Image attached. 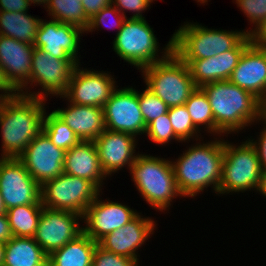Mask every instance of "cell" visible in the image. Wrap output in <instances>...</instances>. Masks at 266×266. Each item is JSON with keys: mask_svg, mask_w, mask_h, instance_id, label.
I'll return each instance as SVG.
<instances>
[{"mask_svg": "<svg viewBox=\"0 0 266 266\" xmlns=\"http://www.w3.org/2000/svg\"><path fill=\"white\" fill-rule=\"evenodd\" d=\"M200 88L208 97L216 124V136L239 134L243 129L258 124L265 116L263 103L229 80L207 83Z\"/></svg>", "mask_w": 266, "mask_h": 266, "instance_id": "obj_2", "label": "cell"}, {"mask_svg": "<svg viewBox=\"0 0 266 266\" xmlns=\"http://www.w3.org/2000/svg\"><path fill=\"white\" fill-rule=\"evenodd\" d=\"M99 193L103 195L91 181L62 173L41 185V204L46 208L83 216Z\"/></svg>", "mask_w": 266, "mask_h": 266, "instance_id": "obj_10", "label": "cell"}, {"mask_svg": "<svg viewBox=\"0 0 266 266\" xmlns=\"http://www.w3.org/2000/svg\"><path fill=\"white\" fill-rule=\"evenodd\" d=\"M105 129L131 134L139 139L146 124L138 103V90L132 86L117 87L103 106Z\"/></svg>", "mask_w": 266, "mask_h": 266, "instance_id": "obj_12", "label": "cell"}, {"mask_svg": "<svg viewBox=\"0 0 266 266\" xmlns=\"http://www.w3.org/2000/svg\"><path fill=\"white\" fill-rule=\"evenodd\" d=\"M0 193L7 210L41 203V185L18 158H0Z\"/></svg>", "mask_w": 266, "mask_h": 266, "instance_id": "obj_14", "label": "cell"}, {"mask_svg": "<svg viewBox=\"0 0 266 266\" xmlns=\"http://www.w3.org/2000/svg\"><path fill=\"white\" fill-rule=\"evenodd\" d=\"M135 266H140V261H138V262L135 264Z\"/></svg>", "mask_w": 266, "mask_h": 266, "instance_id": "obj_51", "label": "cell"}, {"mask_svg": "<svg viewBox=\"0 0 266 266\" xmlns=\"http://www.w3.org/2000/svg\"><path fill=\"white\" fill-rule=\"evenodd\" d=\"M247 138L248 136L240 143L238 141V144L224 139L222 176L218 196L246 191L257 192L263 170L257 151Z\"/></svg>", "mask_w": 266, "mask_h": 266, "instance_id": "obj_8", "label": "cell"}, {"mask_svg": "<svg viewBox=\"0 0 266 266\" xmlns=\"http://www.w3.org/2000/svg\"><path fill=\"white\" fill-rule=\"evenodd\" d=\"M28 1H29V3L31 5L34 4L32 6H35V4L38 5V6L42 5L44 7V9H45V7L47 6V4L49 2V0H28Z\"/></svg>", "mask_w": 266, "mask_h": 266, "instance_id": "obj_46", "label": "cell"}, {"mask_svg": "<svg viewBox=\"0 0 266 266\" xmlns=\"http://www.w3.org/2000/svg\"><path fill=\"white\" fill-rule=\"evenodd\" d=\"M41 18L25 12L0 11V35L34 45Z\"/></svg>", "mask_w": 266, "mask_h": 266, "instance_id": "obj_27", "label": "cell"}, {"mask_svg": "<svg viewBox=\"0 0 266 266\" xmlns=\"http://www.w3.org/2000/svg\"><path fill=\"white\" fill-rule=\"evenodd\" d=\"M252 43L251 35H246L233 49L217 56L199 60H182L188 65L191 78L197 87L207 83L228 80L238 65L244 50Z\"/></svg>", "mask_w": 266, "mask_h": 266, "instance_id": "obj_20", "label": "cell"}, {"mask_svg": "<svg viewBox=\"0 0 266 266\" xmlns=\"http://www.w3.org/2000/svg\"><path fill=\"white\" fill-rule=\"evenodd\" d=\"M263 108H264V112H265V115H266V102L263 104Z\"/></svg>", "mask_w": 266, "mask_h": 266, "instance_id": "obj_50", "label": "cell"}, {"mask_svg": "<svg viewBox=\"0 0 266 266\" xmlns=\"http://www.w3.org/2000/svg\"><path fill=\"white\" fill-rule=\"evenodd\" d=\"M19 92L9 83L5 72L0 65V99L14 97Z\"/></svg>", "mask_w": 266, "mask_h": 266, "instance_id": "obj_42", "label": "cell"}, {"mask_svg": "<svg viewBox=\"0 0 266 266\" xmlns=\"http://www.w3.org/2000/svg\"><path fill=\"white\" fill-rule=\"evenodd\" d=\"M154 32L146 18L126 19L112 41V49L117 57L140 71L173 51V36L161 50Z\"/></svg>", "mask_w": 266, "mask_h": 266, "instance_id": "obj_5", "label": "cell"}, {"mask_svg": "<svg viewBox=\"0 0 266 266\" xmlns=\"http://www.w3.org/2000/svg\"><path fill=\"white\" fill-rule=\"evenodd\" d=\"M45 10L50 19L77 26L84 31L88 28L90 19L84 12L82 1L49 0Z\"/></svg>", "mask_w": 266, "mask_h": 266, "instance_id": "obj_30", "label": "cell"}, {"mask_svg": "<svg viewBox=\"0 0 266 266\" xmlns=\"http://www.w3.org/2000/svg\"><path fill=\"white\" fill-rule=\"evenodd\" d=\"M13 237L8 217L6 214L0 215V242L7 243Z\"/></svg>", "mask_w": 266, "mask_h": 266, "instance_id": "obj_43", "label": "cell"}, {"mask_svg": "<svg viewBox=\"0 0 266 266\" xmlns=\"http://www.w3.org/2000/svg\"><path fill=\"white\" fill-rule=\"evenodd\" d=\"M83 34L85 31L77 26L54 19H41L33 46L55 58L74 59L80 64L79 44Z\"/></svg>", "mask_w": 266, "mask_h": 266, "instance_id": "obj_16", "label": "cell"}, {"mask_svg": "<svg viewBox=\"0 0 266 266\" xmlns=\"http://www.w3.org/2000/svg\"><path fill=\"white\" fill-rule=\"evenodd\" d=\"M136 263L131 258L108 252L99 245L96 246L93 253L92 266H135Z\"/></svg>", "mask_w": 266, "mask_h": 266, "instance_id": "obj_38", "label": "cell"}, {"mask_svg": "<svg viewBox=\"0 0 266 266\" xmlns=\"http://www.w3.org/2000/svg\"><path fill=\"white\" fill-rule=\"evenodd\" d=\"M145 86L169 108L184 105L197 88L188 65L173 51L163 60L141 69Z\"/></svg>", "mask_w": 266, "mask_h": 266, "instance_id": "obj_7", "label": "cell"}, {"mask_svg": "<svg viewBox=\"0 0 266 266\" xmlns=\"http://www.w3.org/2000/svg\"><path fill=\"white\" fill-rule=\"evenodd\" d=\"M111 4L126 17V19H143V13L151 8L152 3L149 0H111ZM129 11V12H128ZM126 12L130 13V17L126 16Z\"/></svg>", "mask_w": 266, "mask_h": 266, "instance_id": "obj_37", "label": "cell"}, {"mask_svg": "<svg viewBox=\"0 0 266 266\" xmlns=\"http://www.w3.org/2000/svg\"><path fill=\"white\" fill-rule=\"evenodd\" d=\"M246 35L244 30H220L186 21L172 34L173 52L181 60L210 58L233 49Z\"/></svg>", "mask_w": 266, "mask_h": 266, "instance_id": "obj_6", "label": "cell"}, {"mask_svg": "<svg viewBox=\"0 0 266 266\" xmlns=\"http://www.w3.org/2000/svg\"><path fill=\"white\" fill-rule=\"evenodd\" d=\"M113 22H112V21ZM126 17L122 15L115 6L110 4L107 7H104L100 12L95 14L92 18H90L88 28L85 30V33L88 32L92 34L96 30H102L103 28L108 29H116L115 35H117L118 31L121 29ZM111 21V22H110ZM110 22V23H109ZM100 28V29H99Z\"/></svg>", "mask_w": 266, "mask_h": 266, "instance_id": "obj_34", "label": "cell"}, {"mask_svg": "<svg viewBox=\"0 0 266 266\" xmlns=\"http://www.w3.org/2000/svg\"><path fill=\"white\" fill-rule=\"evenodd\" d=\"M43 205H20L7 210L9 225L13 236L30 237L35 235L37 225L41 216Z\"/></svg>", "mask_w": 266, "mask_h": 266, "instance_id": "obj_28", "label": "cell"}, {"mask_svg": "<svg viewBox=\"0 0 266 266\" xmlns=\"http://www.w3.org/2000/svg\"><path fill=\"white\" fill-rule=\"evenodd\" d=\"M81 63L74 69L67 90L63 96L77 105L101 107L110 99L112 92L119 87L111 72L94 70Z\"/></svg>", "mask_w": 266, "mask_h": 266, "instance_id": "obj_11", "label": "cell"}, {"mask_svg": "<svg viewBox=\"0 0 266 266\" xmlns=\"http://www.w3.org/2000/svg\"><path fill=\"white\" fill-rule=\"evenodd\" d=\"M145 135L151 142L160 146L171 144V142H174L173 140L177 141V144L182 143L174 133L168 112L150 122L147 125Z\"/></svg>", "mask_w": 266, "mask_h": 266, "instance_id": "obj_33", "label": "cell"}, {"mask_svg": "<svg viewBox=\"0 0 266 266\" xmlns=\"http://www.w3.org/2000/svg\"><path fill=\"white\" fill-rule=\"evenodd\" d=\"M82 216L43 207L33 239L49 256L83 233Z\"/></svg>", "mask_w": 266, "mask_h": 266, "instance_id": "obj_13", "label": "cell"}, {"mask_svg": "<svg viewBox=\"0 0 266 266\" xmlns=\"http://www.w3.org/2000/svg\"><path fill=\"white\" fill-rule=\"evenodd\" d=\"M82 1L84 12L86 16L90 19L95 14L100 12L104 7L111 4V0H78Z\"/></svg>", "mask_w": 266, "mask_h": 266, "instance_id": "obj_40", "label": "cell"}, {"mask_svg": "<svg viewBox=\"0 0 266 266\" xmlns=\"http://www.w3.org/2000/svg\"><path fill=\"white\" fill-rule=\"evenodd\" d=\"M184 105L190 114L194 126L200 132H205L204 135L209 133L211 134L209 135L210 137H216V124L214 121V115L208 97L200 87L195 89Z\"/></svg>", "mask_w": 266, "mask_h": 266, "instance_id": "obj_29", "label": "cell"}, {"mask_svg": "<svg viewBox=\"0 0 266 266\" xmlns=\"http://www.w3.org/2000/svg\"><path fill=\"white\" fill-rule=\"evenodd\" d=\"M168 116L174 133L181 142L189 144L191 141L194 142L204 137L194 126L185 105L170 107Z\"/></svg>", "mask_w": 266, "mask_h": 266, "instance_id": "obj_32", "label": "cell"}, {"mask_svg": "<svg viewBox=\"0 0 266 266\" xmlns=\"http://www.w3.org/2000/svg\"><path fill=\"white\" fill-rule=\"evenodd\" d=\"M234 85L266 102V48L253 42L244 50L229 79Z\"/></svg>", "mask_w": 266, "mask_h": 266, "instance_id": "obj_21", "label": "cell"}, {"mask_svg": "<svg viewBox=\"0 0 266 266\" xmlns=\"http://www.w3.org/2000/svg\"><path fill=\"white\" fill-rule=\"evenodd\" d=\"M30 6L28 0H0V11L25 12Z\"/></svg>", "mask_w": 266, "mask_h": 266, "instance_id": "obj_41", "label": "cell"}, {"mask_svg": "<svg viewBox=\"0 0 266 266\" xmlns=\"http://www.w3.org/2000/svg\"><path fill=\"white\" fill-rule=\"evenodd\" d=\"M6 212H7V208H6L5 204H4V201L2 199V195L0 193V215L1 214H6Z\"/></svg>", "mask_w": 266, "mask_h": 266, "instance_id": "obj_48", "label": "cell"}, {"mask_svg": "<svg viewBox=\"0 0 266 266\" xmlns=\"http://www.w3.org/2000/svg\"><path fill=\"white\" fill-rule=\"evenodd\" d=\"M151 3H154V1H157V0H149ZM162 1V0H161Z\"/></svg>", "mask_w": 266, "mask_h": 266, "instance_id": "obj_52", "label": "cell"}, {"mask_svg": "<svg viewBox=\"0 0 266 266\" xmlns=\"http://www.w3.org/2000/svg\"><path fill=\"white\" fill-rule=\"evenodd\" d=\"M241 12L247 17V21L252 26L243 29L248 35L253 34L259 26L266 20V0H233ZM254 26V27H253Z\"/></svg>", "mask_w": 266, "mask_h": 266, "instance_id": "obj_36", "label": "cell"}, {"mask_svg": "<svg viewBox=\"0 0 266 266\" xmlns=\"http://www.w3.org/2000/svg\"><path fill=\"white\" fill-rule=\"evenodd\" d=\"M257 193L266 198V170H264L260 177V184Z\"/></svg>", "mask_w": 266, "mask_h": 266, "instance_id": "obj_45", "label": "cell"}, {"mask_svg": "<svg viewBox=\"0 0 266 266\" xmlns=\"http://www.w3.org/2000/svg\"><path fill=\"white\" fill-rule=\"evenodd\" d=\"M77 65L74 59H58L34 47L30 79L19 94L45 100H48V96L58 98L67 90Z\"/></svg>", "mask_w": 266, "mask_h": 266, "instance_id": "obj_9", "label": "cell"}, {"mask_svg": "<svg viewBox=\"0 0 266 266\" xmlns=\"http://www.w3.org/2000/svg\"><path fill=\"white\" fill-rule=\"evenodd\" d=\"M43 131L48 135L51 142L64 151L69 150L81 140L53 111L45 113Z\"/></svg>", "mask_w": 266, "mask_h": 266, "instance_id": "obj_31", "label": "cell"}, {"mask_svg": "<svg viewBox=\"0 0 266 266\" xmlns=\"http://www.w3.org/2000/svg\"><path fill=\"white\" fill-rule=\"evenodd\" d=\"M48 256L30 237L13 236L5 243L3 266H47Z\"/></svg>", "mask_w": 266, "mask_h": 266, "instance_id": "obj_26", "label": "cell"}, {"mask_svg": "<svg viewBox=\"0 0 266 266\" xmlns=\"http://www.w3.org/2000/svg\"><path fill=\"white\" fill-rule=\"evenodd\" d=\"M33 49V45L0 35V65L18 92L29 82Z\"/></svg>", "mask_w": 266, "mask_h": 266, "instance_id": "obj_22", "label": "cell"}, {"mask_svg": "<svg viewBox=\"0 0 266 266\" xmlns=\"http://www.w3.org/2000/svg\"><path fill=\"white\" fill-rule=\"evenodd\" d=\"M64 173L91 181L101 192L104 181L109 179L101 167L94 141H80L65 152Z\"/></svg>", "mask_w": 266, "mask_h": 266, "instance_id": "obj_23", "label": "cell"}, {"mask_svg": "<svg viewBox=\"0 0 266 266\" xmlns=\"http://www.w3.org/2000/svg\"><path fill=\"white\" fill-rule=\"evenodd\" d=\"M197 3H199L200 5H205L208 4V1L210 2L211 0H195Z\"/></svg>", "mask_w": 266, "mask_h": 266, "instance_id": "obj_49", "label": "cell"}, {"mask_svg": "<svg viewBox=\"0 0 266 266\" xmlns=\"http://www.w3.org/2000/svg\"><path fill=\"white\" fill-rule=\"evenodd\" d=\"M138 139L124 132L105 129L95 140L101 167L108 177L118 171L130 169L139 154Z\"/></svg>", "mask_w": 266, "mask_h": 266, "instance_id": "obj_19", "label": "cell"}, {"mask_svg": "<svg viewBox=\"0 0 266 266\" xmlns=\"http://www.w3.org/2000/svg\"><path fill=\"white\" fill-rule=\"evenodd\" d=\"M170 159L139 152L129 169L131 181L143 201L158 212H169L175 202L173 200L183 197L178 190Z\"/></svg>", "mask_w": 266, "mask_h": 266, "instance_id": "obj_4", "label": "cell"}, {"mask_svg": "<svg viewBox=\"0 0 266 266\" xmlns=\"http://www.w3.org/2000/svg\"><path fill=\"white\" fill-rule=\"evenodd\" d=\"M252 42L266 48V20L251 34Z\"/></svg>", "mask_w": 266, "mask_h": 266, "instance_id": "obj_44", "label": "cell"}, {"mask_svg": "<svg viewBox=\"0 0 266 266\" xmlns=\"http://www.w3.org/2000/svg\"><path fill=\"white\" fill-rule=\"evenodd\" d=\"M67 107L57 108L53 112L75 132L81 141H94L104 130L103 108L77 105L69 102L63 95Z\"/></svg>", "mask_w": 266, "mask_h": 266, "instance_id": "obj_24", "label": "cell"}, {"mask_svg": "<svg viewBox=\"0 0 266 266\" xmlns=\"http://www.w3.org/2000/svg\"><path fill=\"white\" fill-rule=\"evenodd\" d=\"M138 91V103L146 126L163 114L168 112L169 107L150 89Z\"/></svg>", "mask_w": 266, "mask_h": 266, "instance_id": "obj_35", "label": "cell"}, {"mask_svg": "<svg viewBox=\"0 0 266 266\" xmlns=\"http://www.w3.org/2000/svg\"><path fill=\"white\" fill-rule=\"evenodd\" d=\"M187 150L171 159L175 181L183 198L199 196L208 187L218 195L222 176L224 136H213V140H196ZM189 147V148H188Z\"/></svg>", "mask_w": 266, "mask_h": 266, "instance_id": "obj_1", "label": "cell"}, {"mask_svg": "<svg viewBox=\"0 0 266 266\" xmlns=\"http://www.w3.org/2000/svg\"><path fill=\"white\" fill-rule=\"evenodd\" d=\"M100 193L88 206L82 216L83 233L95 242H99L107 234L123 227L133 220L139 212L130 206L106 198L102 200Z\"/></svg>", "mask_w": 266, "mask_h": 266, "instance_id": "obj_15", "label": "cell"}, {"mask_svg": "<svg viewBox=\"0 0 266 266\" xmlns=\"http://www.w3.org/2000/svg\"><path fill=\"white\" fill-rule=\"evenodd\" d=\"M157 221L152 217L143 216L140 212L133 220L123 227L107 234L98 245L104 250L117 255L140 261L137 252L146 245V241L154 235L157 230Z\"/></svg>", "mask_w": 266, "mask_h": 266, "instance_id": "obj_18", "label": "cell"}, {"mask_svg": "<svg viewBox=\"0 0 266 266\" xmlns=\"http://www.w3.org/2000/svg\"><path fill=\"white\" fill-rule=\"evenodd\" d=\"M46 101L22 94L0 99V158H18L43 130Z\"/></svg>", "mask_w": 266, "mask_h": 266, "instance_id": "obj_3", "label": "cell"}, {"mask_svg": "<svg viewBox=\"0 0 266 266\" xmlns=\"http://www.w3.org/2000/svg\"><path fill=\"white\" fill-rule=\"evenodd\" d=\"M65 152L56 147L42 130L18 159L30 175L42 185L64 173Z\"/></svg>", "mask_w": 266, "mask_h": 266, "instance_id": "obj_17", "label": "cell"}, {"mask_svg": "<svg viewBox=\"0 0 266 266\" xmlns=\"http://www.w3.org/2000/svg\"><path fill=\"white\" fill-rule=\"evenodd\" d=\"M259 122L260 125L263 124L261 125L263 127L260 129V133L256 135V139L250 136L248 140L255 147L261 168L264 171L266 170V115Z\"/></svg>", "mask_w": 266, "mask_h": 266, "instance_id": "obj_39", "label": "cell"}, {"mask_svg": "<svg viewBox=\"0 0 266 266\" xmlns=\"http://www.w3.org/2000/svg\"><path fill=\"white\" fill-rule=\"evenodd\" d=\"M5 255V243L0 242V266H3Z\"/></svg>", "mask_w": 266, "mask_h": 266, "instance_id": "obj_47", "label": "cell"}, {"mask_svg": "<svg viewBox=\"0 0 266 266\" xmlns=\"http://www.w3.org/2000/svg\"><path fill=\"white\" fill-rule=\"evenodd\" d=\"M98 245L85 233L48 256L47 266H92L93 253Z\"/></svg>", "mask_w": 266, "mask_h": 266, "instance_id": "obj_25", "label": "cell"}]
</instances>
